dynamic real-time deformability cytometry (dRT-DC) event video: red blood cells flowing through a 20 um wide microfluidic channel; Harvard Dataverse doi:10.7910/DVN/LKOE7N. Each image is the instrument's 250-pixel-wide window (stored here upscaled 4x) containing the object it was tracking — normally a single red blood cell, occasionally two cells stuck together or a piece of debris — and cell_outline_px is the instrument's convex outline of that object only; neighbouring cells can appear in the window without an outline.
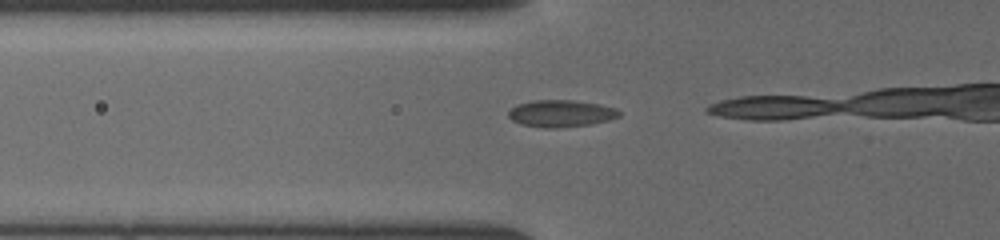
{"species": "common noctule bat (a hibernating species)", "species_latin": "Nyctalus noctula", "temperature_condition": "cold", "stored_images_in_passage": 16, "camera_frame_rate_fps": 3000, "um_per_image_px": 0.085, "animal": {"sex": "female", "body_mass_g": 19.5, "forearm_length_mm": 54.1}, "frame": {"image": 1, "passage_image": 14, "time_ms": 4.333, "image_size_px": [1000, 240], "cell_outline_px": [[620, 116], [608, 120], [592, 124], [556, 128], [544, 128], [520, 124], [512, 120], [508, 116], [508, 112], [516, 104], [532, 100], [572, 100], [600, 104], [616, 108], [620, 112]], "centroid_in_image_um": [47.67, 9.64], "position_along_channel_um": 78.1, "area_um2": 17.51}}